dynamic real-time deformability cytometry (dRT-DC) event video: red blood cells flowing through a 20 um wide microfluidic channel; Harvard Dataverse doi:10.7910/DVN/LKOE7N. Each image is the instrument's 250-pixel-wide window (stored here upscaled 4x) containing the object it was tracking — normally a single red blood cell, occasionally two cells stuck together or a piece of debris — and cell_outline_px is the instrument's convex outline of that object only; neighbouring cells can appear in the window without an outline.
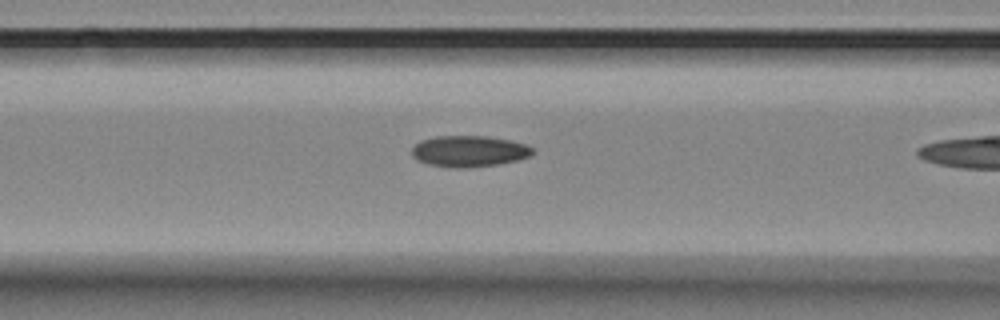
{"species": "Egyptian fruit bat (a non-hibernating species)", "species_latin": "Rousettus aegyptiacus", "temperature_condition": "room temperature", "stored_images_in_passage": 40, "camera_frame_rate_fps": 3000, "um_per_image_px": 0.085, "animal": {"sex": "female"}, "frame": {"image": 1, "passage_image": 18, "time_ms": 5.667, "image_size_px": [1000, 320], "cell_outline_px": [[532, 156], [500, 164], [468, 168], [456, 168], [428, 164], [416, 160], [412, 156], [412, 148], [420, 140], [436, 136], [488, 136], [512, 140], [528, 144], [532, 148]], "centroid_in_image_um": [39.88, 12.85], "position_along_channel_um": 126.7, "area_um2": 22.2}}
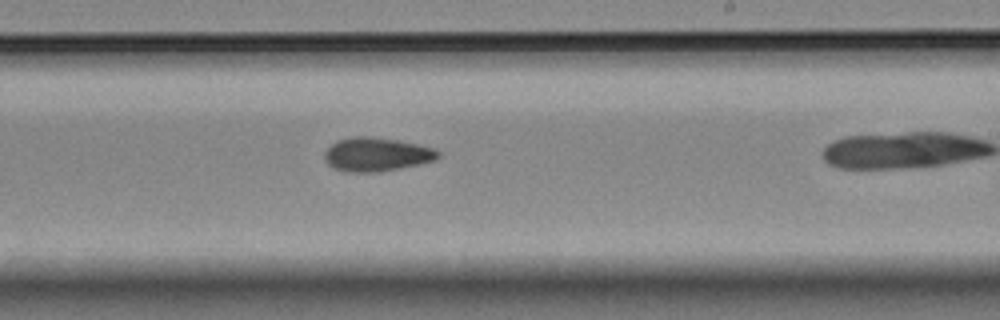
{"frame": {"image": 2, "passage_image": 29, "time_ms": 9.333, "image_size_px": [1000, 320], "cell_outline_px": [[440, 156], [436, 160], [400, 168], [376, 172], [352, 172], [336, 168], [328, 164], [324, 156], [324, 152], [336, 140], [352, 136], [372, 136], [400, 140], [436, 148], [440, 152]], "centroid_in_image_um": [32.04, 13.1], "position_along_channel_um": 257.0, "area_um2": 22.43}}
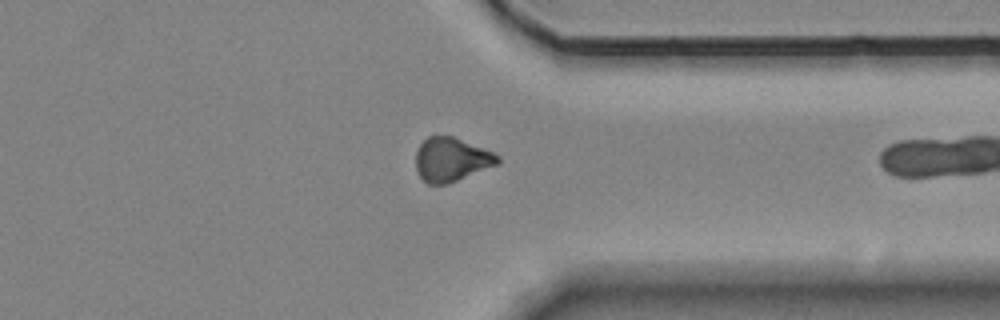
{"frame": {"image": 3, "passage_image": 39, "time_ms": 12.667, "image_size_px": [1000, 320], "cell_outline_px": [[500, 164], [448, 184], [428, 184], [420, 176], [416, 168], [416, 152], [420, 144], [428, 136], [452, 136], [492, 152], [500, 156]], "centroid_in_image_um": [38.38, 13.57], "position_along_channel_um": 373.0, "area_um2": 20.87}}